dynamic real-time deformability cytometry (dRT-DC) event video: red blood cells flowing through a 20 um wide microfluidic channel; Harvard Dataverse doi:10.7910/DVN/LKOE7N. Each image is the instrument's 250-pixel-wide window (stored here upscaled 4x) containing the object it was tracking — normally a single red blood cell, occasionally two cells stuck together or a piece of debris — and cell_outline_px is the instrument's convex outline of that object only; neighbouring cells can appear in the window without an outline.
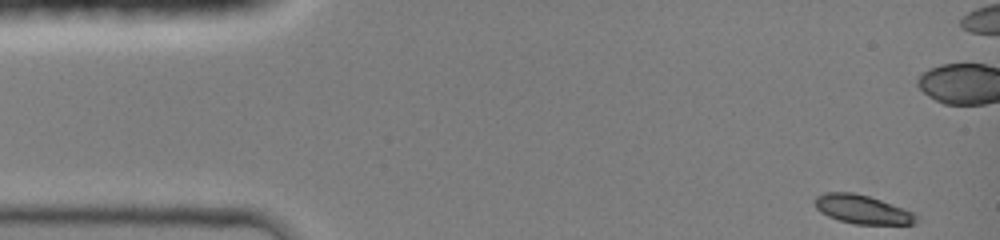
{"species": "common noctule bat (a hibernating species)", "species_latin": "Nyctalus noctula", "temperature_condition": "room temperature", "stored_images_in_passage": 42, "camera_frame_rate_fps": 3000, "um_per_image_px": 0.085, "animal": {"sex": "female", "body_mass_g": 19.0, "forearm_length_mm": 51.5}, "frame": {"image": 1, "passage_image": 1, "time_ms": 0.0, "image_size_px": [1000, 240], "cell_outline_px": [[920, 220], [916, 224], [856, 224], [840, 220], [828, 216], [820, 212], [816, 208], [812, 200], [816, 196], [824, 192], [852, 192], [868, 196], [916, 212]], "centroid_in_image_um": [73.32, 17.8], "position_along_channel_um": 11.7, "area_um2": 17.22}}
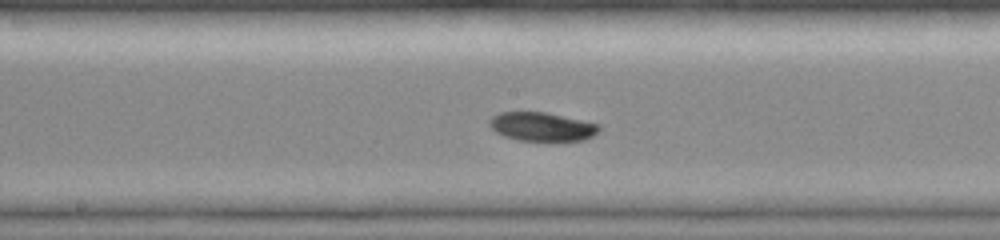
{"frame": {"image": 2, "passage_image": 22, "time_ms": 7.0, "image_size_px": [1000, 240], "cell_outline_px": [[600, 128], [592, 136], [584, 140], [520, 140], [504, 136], [496, 132], [488, 124], [488, 120], [492, 116], [500, 112], [544, 112], [600, 124]], "centroid_in_image_um": [46.03, 10.76], "position_along_channel_um": 202.2, "area_um2": 18.09}}
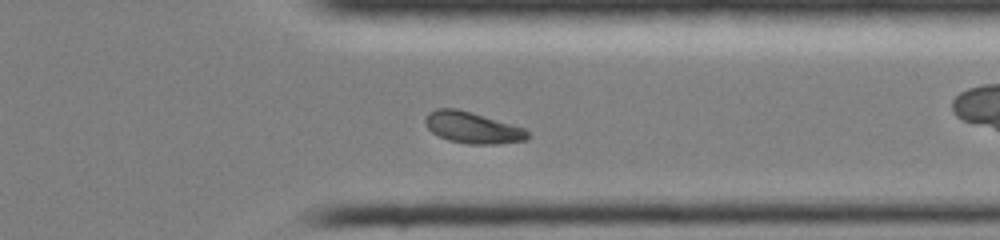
{"frame": {"image": 3, "passage_image": 34, "time_ms": 11.0, "image_size_px": [1000, 240], "cell_outline_px": [[528, 140], [496, 144], [468, 144], [448, 140], [432, 132], [428, 128], [424, 120], [428, 112], [436, 108], [456, 108], [524, 128], [528, 132]], "centroid_in_image_um": [40.14, 10.85], "position_along_channel_um": 371.3, "area_um2": 18.5}, "authors_computed_cell_mechanics": {"area_um2": 18.496, "velocity_mm_per_s": 4.2099, "shape_relaxation_time_tau1_ms": 3.4208, "shape_relaxation_time_tau2_ms": null, "deformation_change_tau1": 0.0899, "deformation_change_tau2": null}}